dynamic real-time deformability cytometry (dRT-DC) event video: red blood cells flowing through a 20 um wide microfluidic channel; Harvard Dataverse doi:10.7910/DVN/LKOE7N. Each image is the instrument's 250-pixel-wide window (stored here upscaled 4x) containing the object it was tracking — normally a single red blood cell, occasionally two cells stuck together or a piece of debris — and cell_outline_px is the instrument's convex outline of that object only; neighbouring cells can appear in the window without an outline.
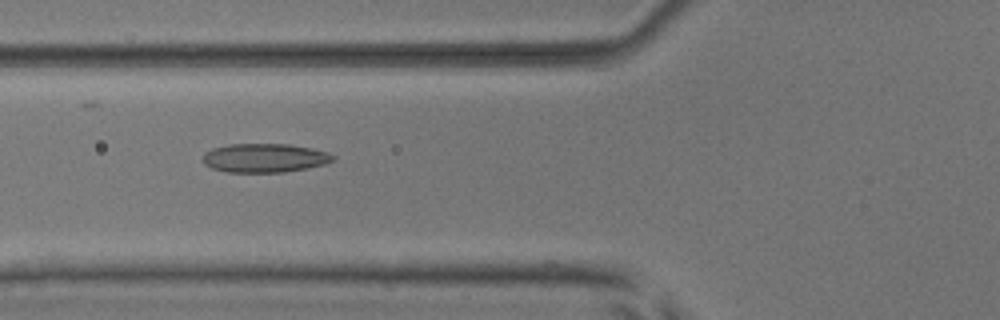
{"species": "common noctule bat (a hibernating species)", "species_latin": "Nyctalus noctula", "temperature_condition": "room temperature", "stored_images_in_passage": 54, "camera_frame_rate_fps": 3000, "um_per_image_px": 0.085, "animal": {"sex": "male", "body_mass_g": 17.9, "forearm_length_mm": 54.2}, "frame": {"image": 1, "passage_image": 21, "time_ms": 6.667, "image_size_px": [1000, 320], "cell_outline_px": [[336, 160], [324, 164], [308, 168], [284, 172], [228, 172], [212, 168], [204, 164], [204, 152], [212, 148], [228, 144], [288, 144], [312, 148], [328, 152], [336, 156]], "centroid_in_image_um": [22.52, 13.42], "position_along_channel_um": 103.3, "area_um2": 22.02}}
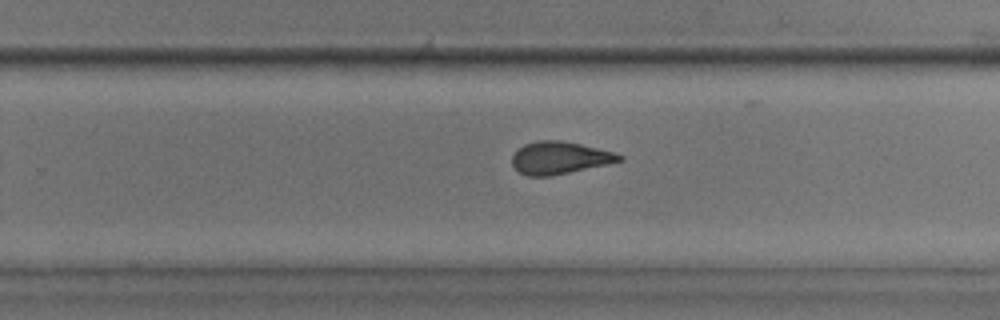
{"frame": {"image": 2, "passage_image": 35, "time_ms": 11.333, "image_size_px": [1000, 320], "cell_outline_px": [[624, 160], [608, 164], [548, 176], [528, 176], [520, 172], [512, 164], [512, 156], [524, 144], [536, 140], [560, 140], [580, 144], [616, 152], [624, 156]], "centroid_in_image_um": [47.6, 13.4], "position_along_channel_um": 282.2, "area_um2": 20.11}}
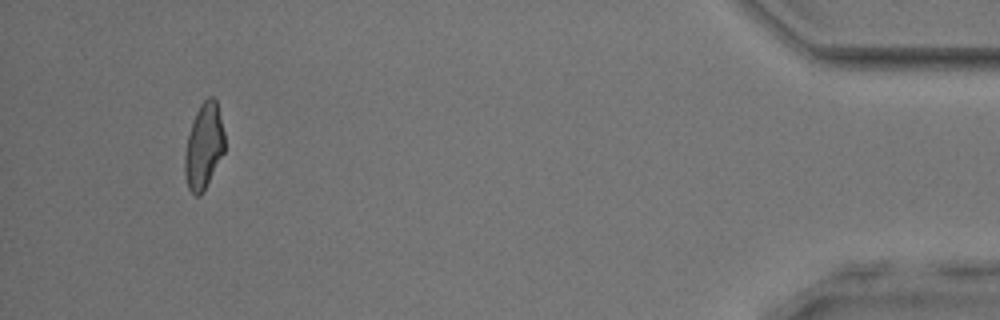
{"frame": {"image": 3, "passage_image": 51, "time_ms": 16.667, "image_size_px": [1000, 320], "cell_outline_px": [[224, 152], [204, 192], [200, 196], [196, 196], [188, 188], [184, 176], [184, 156], [188, 136], [192, 120], [200, 104], [208, 96], [212, 96], [216, 100], [224, 132]], "centroid_in_image_um": [17.31, 12.45], "position_along_channel_um": 417.9, "area_um2": 20.0}, "authors_computed_cell_mechanics": {"area_um2": 20.8947, "velocity_mm_per_s": 3.8433, "shape_relaxation_time_tau1_ms": null, "shape_relaxation_time_tau2_ms": 1.6614, "deformation_change_tau1": null, "deformation_change_tau2": 0.0829}}